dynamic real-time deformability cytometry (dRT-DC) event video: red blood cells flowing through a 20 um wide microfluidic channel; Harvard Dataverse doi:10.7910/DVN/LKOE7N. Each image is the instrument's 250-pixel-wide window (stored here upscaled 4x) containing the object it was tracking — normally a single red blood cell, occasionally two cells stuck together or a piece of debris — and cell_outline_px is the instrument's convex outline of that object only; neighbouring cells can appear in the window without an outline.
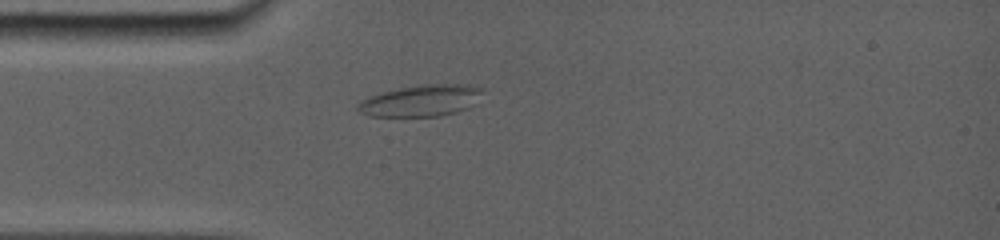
{"species": "common noctule bat (a hibernating species)", "species_latin": "Nyctalus noctula", "temperature_condition": "room temperature", "stored_images_in_passage": 39, "camera_frame_rate_fps": 5000, "um_per_image_px": 0.085, "animal": {"sex": "female", "body_mass_g": 19.0, "forearm_length_mm": 56.7}, "frame": {"image": 1, "passage_image": 1, "time_ms": 0.0, "image_size_px": [1000, 240], "cell_outline_px": [[484, 92], [476, 104], [468, 108], [456, 112], [440, 116], [368, 116], [360, 112], [356, 108], [360, 100], [368, 96], [380, 92], [420, 84], [468, 84], [484, 88]], "centroid_in_image_um": [35.82, 8.54], "position_along_channel_um": 49.2, "area_um2": 23.29}}
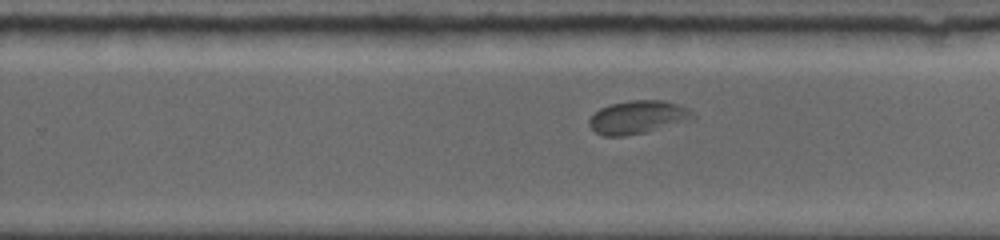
{"frame": {"image": 2, "passage_image": 24, "time_ms": 6.2, "image_size_px": [1000, 240], "cell_outline_px": [[696, 120], [644, 132], [624, 136], [604, 136], [596, 132], [588, 124], [588, 120], [600, 108], [612, 104], [628, 100], [664, 100], [688, 108], [696, 116]], "centroid_in_image_um": [54.26, 9.96], "position_along_channel_um": 275.5, "area_um2": 20.11}}
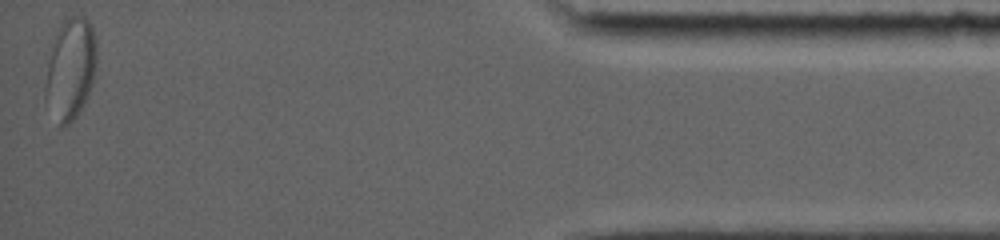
{"frame": {"image": 3, "passage_image": 39, "time_ms": 12.0, "image_size_px": [1000, 240], "cell_outline_px": [[96, 64], [92, 80], [84, 104], [76, 116], [68, 124], [60, 128], [44, 100], [44, 88], [48, 64], [52, 44], [60, 24], [68, 16], [80, 16], [88, 20], [92, 28], [96, 44]], "centroid_in_image_um": [5.96, 5.87], "position_along_channel_um": 429.2, "area_um2": 30.11}, "authors_computed_cell_mechanics": {"area_um2": 20.1144, "velocity_mm_per_s": 3.7653, "shape_relaxation_time_tau1_ms": 7.8971, "shape_relaxation_time_tau2_ms": null, "deformation_change_tau1": 0.1706, "deformation_change_tau2": null}}